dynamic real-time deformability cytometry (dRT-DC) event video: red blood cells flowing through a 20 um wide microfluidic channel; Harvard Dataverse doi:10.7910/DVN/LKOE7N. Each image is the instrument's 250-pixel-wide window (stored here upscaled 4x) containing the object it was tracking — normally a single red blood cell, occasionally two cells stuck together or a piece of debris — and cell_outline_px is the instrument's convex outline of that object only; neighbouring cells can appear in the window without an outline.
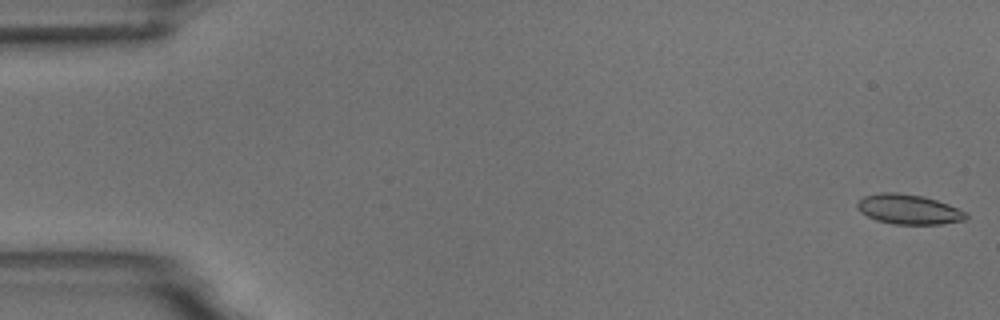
{"species": "common noctule bat (a hibernating species)", "species_latin": "Nyctalus noctula", "temperature_condition": "room temperature", "stored_images_in_passage": 10, "camera_frame_rate_fps": 3000, "um_per_image_px": 0.085, "animal": {"sex": "male", "body_mass_g": 18.8}, "frame": {"image": 1, "passage_image": 1, "time_ms": 0.0, "image_size_px": [1000, 320], "cell_outline_px": [[968, 216], [964, 220], [940, 224], [892, 224], [876, 220], [860, 212], [856, 208], [856, 204], [864, 196], [880, 192], [896, 192], [924, 196], [948, 204], [968, 212]], "centroid_in_image_um": [77.23, 17.79], "position_along_channel_um": 7.8, "area_um2": 19.02}}
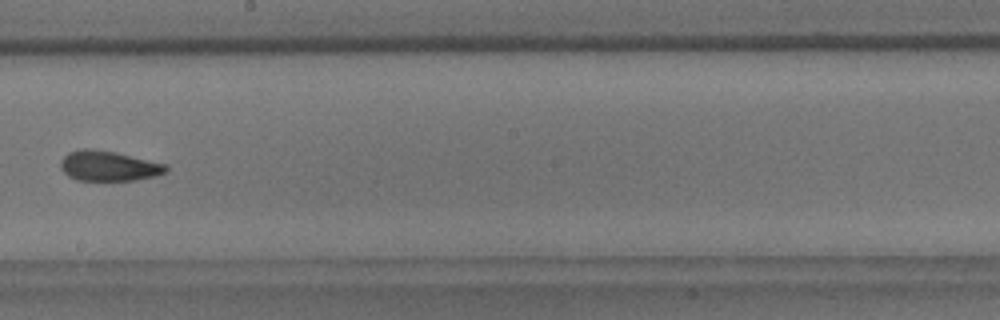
{"frame": {"image": 2, "passage_image": 9, "time_ms": 10.0, "image_size_px": [1000, 320], "cell_outline_px": [[168, 168], [164, 172], [156, 176], [136, 180], [76, 180], [68, 176], [60, 168], [60, 160], [68, 152], [84, 148], [88, 148], [116, 152], [168, 164]], "centroid_in_image_um": [9.22, 14.1], "position_along_channel_um": 239.0, "area_um2": 18.61}}
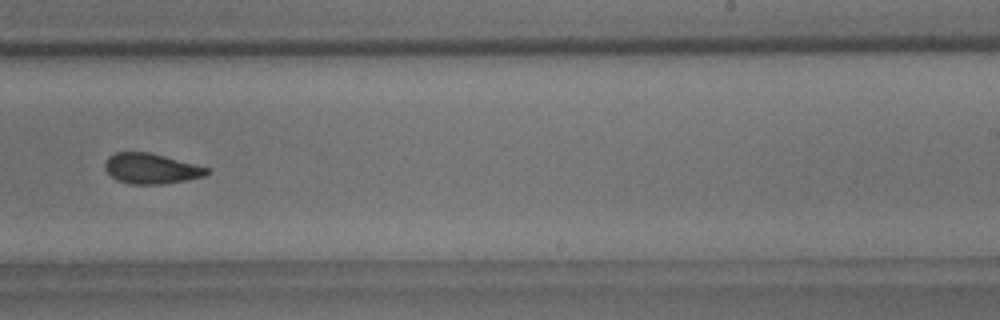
{"frame": {"image": 3, "passage_image": 10, "time_ms": 11.0, "image_size_px": [1000, 320], "cell_outline_px": [[208, 172], [204, 176], [164, 184], [128, 184], [116, 180], [104, 168], [104, 164], [108, 156], [116, 152], [148, 152], [164, 156], [208, 168]], "centroid_in_image_um": [12.78, 14.33], "position_along_channel_um": 276.2, "area_um2": 17.8}}